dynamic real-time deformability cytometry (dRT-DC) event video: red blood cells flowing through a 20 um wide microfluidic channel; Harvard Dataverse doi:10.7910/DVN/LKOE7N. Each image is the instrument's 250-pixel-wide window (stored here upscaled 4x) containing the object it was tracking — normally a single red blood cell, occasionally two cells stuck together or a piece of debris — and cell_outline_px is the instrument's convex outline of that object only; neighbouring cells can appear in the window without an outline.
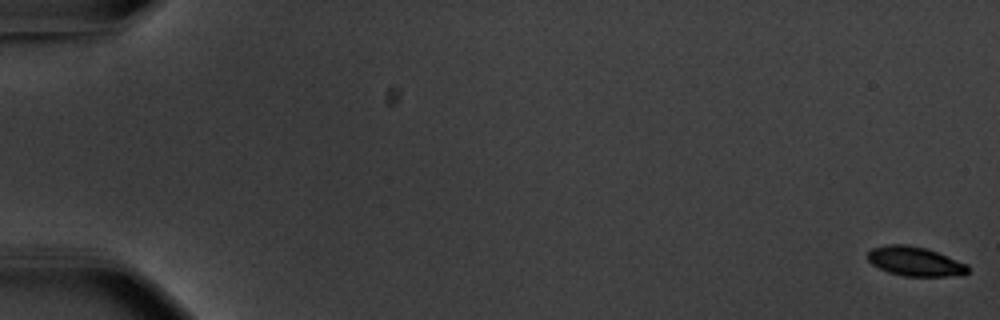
{"species": "common noctule bat (a hibernating species)", "species_latin": "Nyctalus noctula", "temperature_condition": "warm", "stored_images_in_passage": 57, "camera_frame_rate_fps": 3000, "um_per_image_px": 0.085, "animal": {"sex": "male", "body_mass_g": 20.1, "forearm_length_mm": 53.5}, "frame": {"image": 1, "passage_image": 1, "time_ms": 0.0, "image_size_px": [1000, 320], "cell_outline_px": [[968, 272], [964, 276], [904, 276], [888, 272], [872, 264], [868, 260], [868, 252], [872, 248], [888, 244], [904, 244], [928, 248], [968, 264]], "centroid_in_image_um": [77.82, 22.22], "position_along_channel_um": 7.2, "area_um2": 17.28}}
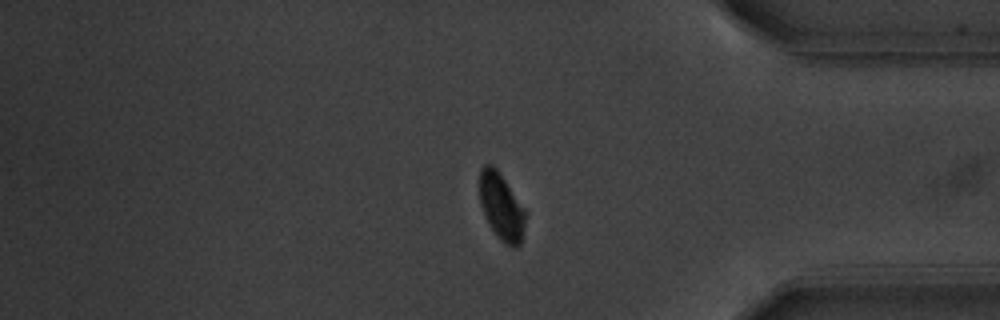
{"frame": {"image": 2, "passage_image": 48, "time_ms": 15.667, "image_size_px": [1000, 320], "cell_outline_px": [[528, 212], [520, 244], [516, 248], [512, 248], [504, 244], [496, 236], [480, 204], [480, 168], [484, 164], [492, 164], [500, 172]], "centroid_in_image_um": [42.66, 17.57], "position_along_channel_um": 392.5, "area_um2": 18.15}}
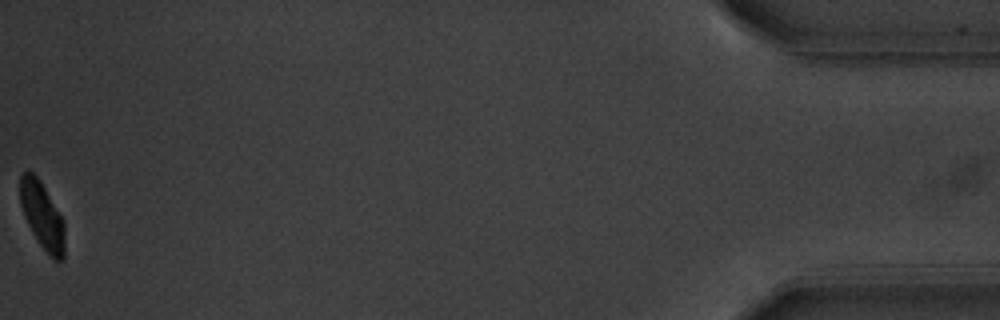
{"frame": {"image": 3, "passage_image": 57, "time_ms": 18.667, "image_size_px": [1000, 320], "cell_outline_px": [[64, 260], [56, 260], [40, 244], [32, 232], [24, 216], [20, 204], [20, 176], [28, 168], [40, 180], [64, 220]], "centroid_in_image_um": [3.58, 18.27], "position_along_channel_um": 431.6, "area_um2": 17.22}, "authors_computed_cell_mechanics": {"area_um2": 18.3226, "velocity_mm_per_s": 3.6809, "shape_relaxation_time_tau1_ms": 1.6099, "shape_relaxation_time_tau2_ms": null, "deformation_change_tau1": 0.1254, "deformation_change_tau2": null}}